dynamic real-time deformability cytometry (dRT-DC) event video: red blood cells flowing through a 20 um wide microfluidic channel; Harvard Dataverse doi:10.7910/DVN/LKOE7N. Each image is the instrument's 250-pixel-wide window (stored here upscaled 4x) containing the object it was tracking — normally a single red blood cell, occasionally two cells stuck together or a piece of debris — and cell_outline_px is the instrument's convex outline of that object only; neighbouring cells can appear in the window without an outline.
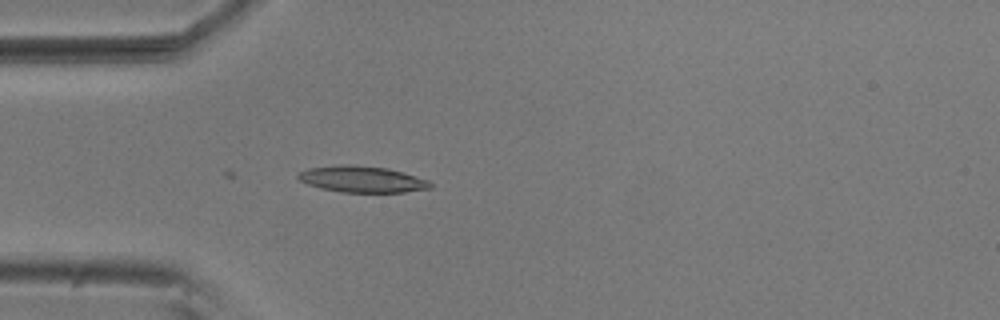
{"species": "common noctule bat (a hibernating species)", "species_latin": "Nyctalus noctula", "temperature_condition": "room temperature", "stored_images_in_passage": 14, "camera_frame_rate_fps": 3000, "um_per_image_px": 0.085, "animal": {"sex": "male", "body_mass_g": 20.5, "forearm_length_mm": 52.5}, "frame": {"image": 1, "passage_image": 14, "time_ms": 4.333, "image_size_px": [1000, 320], "cell_outline_px": [[432, 188], [404, 192], [340, 192], [320, 188], [308, 184], [300, 180], [296, 176], [300, 172], [308, 168], [336, 164], [352, 164], [388, 168], [428, 180], [432, 184]], "centroid_in_image_um": [30.75, 15.22], "position_along_channel_um": 54.2, "area_um2": 20.35}}